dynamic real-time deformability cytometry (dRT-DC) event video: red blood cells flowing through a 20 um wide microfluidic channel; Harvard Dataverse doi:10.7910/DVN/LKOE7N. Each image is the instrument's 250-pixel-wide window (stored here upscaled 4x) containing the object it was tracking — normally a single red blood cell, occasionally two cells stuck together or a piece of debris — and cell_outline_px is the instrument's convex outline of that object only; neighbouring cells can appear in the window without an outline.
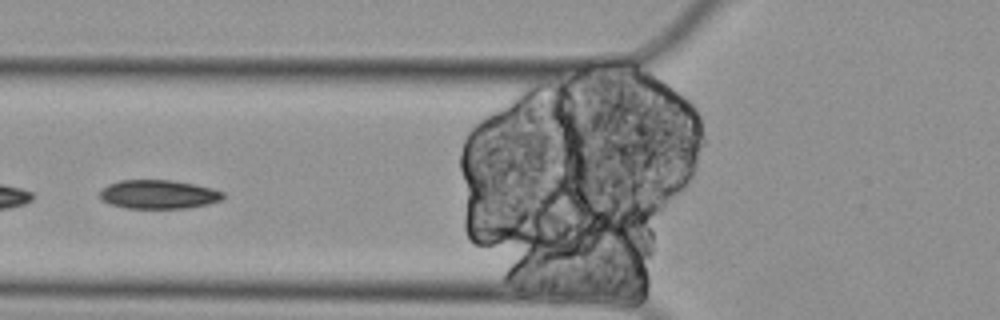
{"species": "Egyptian fruit bat (a non-hibernating species)", "species_latin": "Rousettus aegyptiacus", "temperature_condition": "cold", "stored_images_in_passage": 7, "camera_frame_rate_fps": 3000, "um_per_image_px": 0.085, "animal": {"sex": "female"}, "frame": {"image": 1, "passage_image": 5, "time_ms": 1.333, "image_size_px": [1000, 320], "cell_outline_px": [[224, 196], [220, 200], [208, 204], [188, 208], [124, 208], [108, 204], [100, 200], [100, 192], [108, 184], [120, 180], [172, 180], [212, 188], [224, 192]], "centroid_in_image_um": [13.44, 16.53], "position_along_channel_um": 112.4, "area_um2": 20.75}}
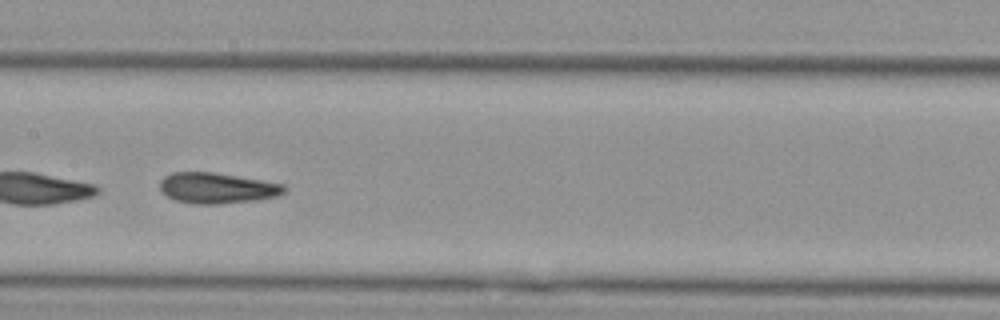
{"frame": {"image": 2, "passage_image": 7, "time_ms": 2.0, "image_size_px": [1000, 320], "cell_outline_px": [[284, 192], [276, 196], [256, 200], [216, 204], [192, 204], [176, 200], [160, 192], [160, 180], [164, 176], [172, 172], [216, 172], [284, 184]], "centroid_in_image_um": [18.4, 15.98], "position_along_channel_um": 189.0, "area_um2": 22.25}}